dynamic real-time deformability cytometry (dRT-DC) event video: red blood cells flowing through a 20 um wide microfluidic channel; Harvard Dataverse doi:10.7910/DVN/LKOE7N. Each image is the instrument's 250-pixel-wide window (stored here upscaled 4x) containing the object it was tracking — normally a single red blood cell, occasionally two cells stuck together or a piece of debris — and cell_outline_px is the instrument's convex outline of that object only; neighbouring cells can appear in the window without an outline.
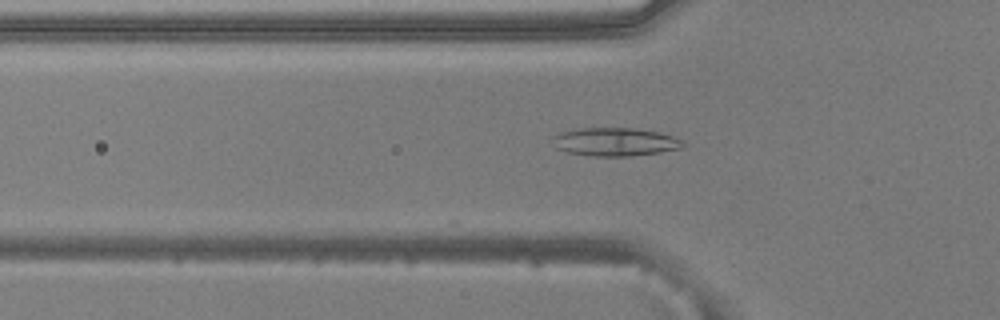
{"species": "common noctule bat (a hibernating species)", "species_latin": "Nyctalus noctula", "temperature_condition": "warm", "stored_images_in_passage": 13, "camera_frame_rate_fps": 3000, "um_per_image_px": 0.085, "animal": {"sex": "male", "body_mass_g": 20.5, "forearm_length_mm": 52.5}, "frame": {"image": 1, "passage_image": 2, "time_ms": 0.333, "image_size_px": [1000, 320], "cell_outline_px": [[684, 144], [680, 148], [660, 152], [632, 156], [592, 156], [568, 152], [556, 148], [552, 136], [560, 132], [576, 128], [632, 128], [656, 132], [672, 136], [684, 140]], "centroid_in_image_um": [52.25, 12.06], "position_along_channel_um": 73.5, "area_um2": 21.39}}
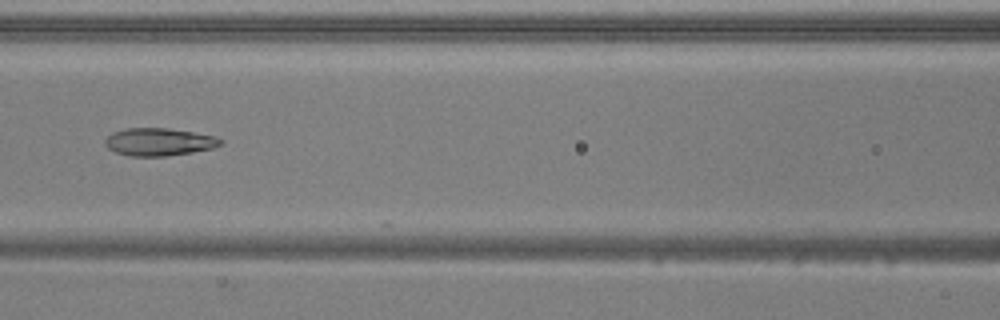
{"frame": {"image": 2, "passage_image": 8, "time_ms": 2.333, "image_size_px": [1000, 320], "cell_outline_px": [[224, 140], [220, 144], [212, 148], [192, 152], [164, 156], [132, 156], [116, 152], [108, 148], [104, 144], [104, 140], [112, 132], [124, 128], [168, 128], [216, 136]], "centroid_in_image_um": [13.49, 12.05], "position_along_channel_um": 153.1, "area_um2": 18.55}}
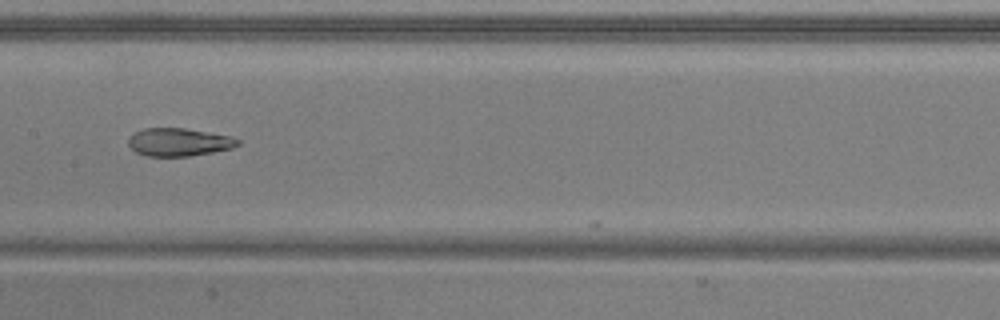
{"frame": {"image": 3, "passage_image": 11, "time_ms": 3.333, "image_size_px": [1000, 320], "cell_outline_px": [[240, 144], [232, 148], [212, 152], [188, 156], [148, 156], [136, 152], [128, 144], [128, 140], [136, 132], [144, 128], [184, 128], [228, 136], [240, 140]], "centroid_in_image_um": [15.2, 12.08], "position_along_channel_um": 192.2, "area_um2": 17.51}}